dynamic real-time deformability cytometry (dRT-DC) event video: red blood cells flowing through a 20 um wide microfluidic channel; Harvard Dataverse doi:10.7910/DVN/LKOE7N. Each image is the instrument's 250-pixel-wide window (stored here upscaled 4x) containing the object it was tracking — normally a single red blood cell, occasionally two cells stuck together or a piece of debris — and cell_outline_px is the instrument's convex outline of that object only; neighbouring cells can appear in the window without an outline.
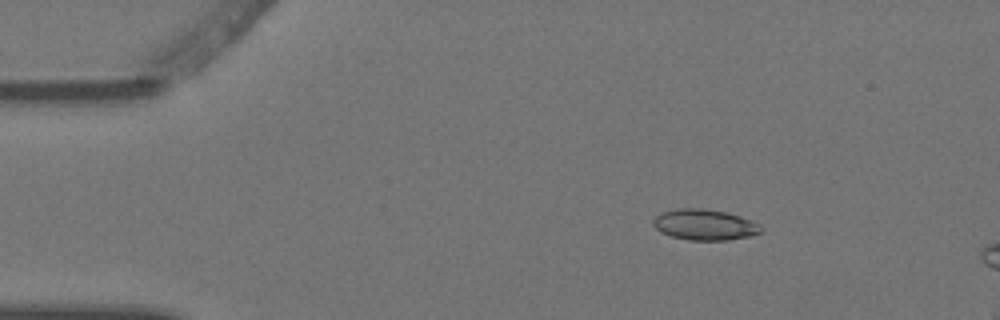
{"species": "Egyptian fruit bat (a non-hibernating species)", "species_latin": "Rousettus aegyptiacus", "temperature_condition": "warm", "stored_images_in_passage": 4, "camera_frame_rate_fps": 3000, "um_per_image_px": 0.085, "animal": {"sex": "female"}, "frame": {"image": 1, "passage_image": 1, "time_ms": 0.0, "image_size_px": [1000, 320], "cell_outline_px": [[760, 232], [752, 236], [728, 240], [688, 240], [672, 236], [660, 232], [652, 224], [652, 220], [656, 216], [664, 212], [676, 208], [704, 208], [724, 212], [740, 216], [756, 224], [760, 228]], "centroid_in_image_um": [59.84, 19.1], "position_along_channel_um": 25.2, "area_um2": 19.13}}